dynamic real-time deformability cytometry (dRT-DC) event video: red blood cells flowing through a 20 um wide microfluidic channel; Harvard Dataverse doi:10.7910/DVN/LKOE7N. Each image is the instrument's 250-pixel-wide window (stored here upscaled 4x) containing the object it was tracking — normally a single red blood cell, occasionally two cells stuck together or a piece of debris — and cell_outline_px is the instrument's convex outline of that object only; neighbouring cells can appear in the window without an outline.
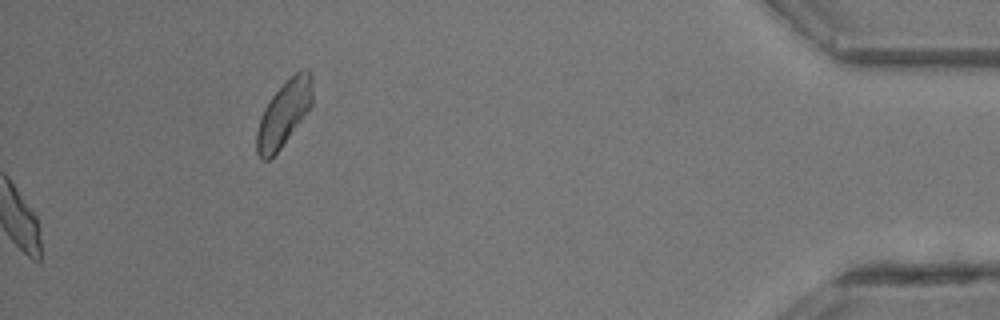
{"species": "common noctule bat (a hibernating species)", "species_latin": "Nyctalus noctula", "temperature_condition": "room temperature", "stored_images_in_passage": 37, "camera_frame_rate_fps": 3000, "um_per_image_px": 0.085, "animal": {"sex": "male", "body_mass_g": 13.3}, "frame": {"image": 1, "passage_image": 37, "time_ms": 12.0, "image_size_px": [1000, 320], "cell_outline_px": [[312, 104], [280, 148], [268, 160], [260, 160], [256, 152], [256, 132], [264, 108], [272, 96], [300, 68], [308, 68], [312, 72]], "centroid_in_image_um": [24.13, 9.63], "position_along_channel_um": 411.1, "area_um2": 20.87}}